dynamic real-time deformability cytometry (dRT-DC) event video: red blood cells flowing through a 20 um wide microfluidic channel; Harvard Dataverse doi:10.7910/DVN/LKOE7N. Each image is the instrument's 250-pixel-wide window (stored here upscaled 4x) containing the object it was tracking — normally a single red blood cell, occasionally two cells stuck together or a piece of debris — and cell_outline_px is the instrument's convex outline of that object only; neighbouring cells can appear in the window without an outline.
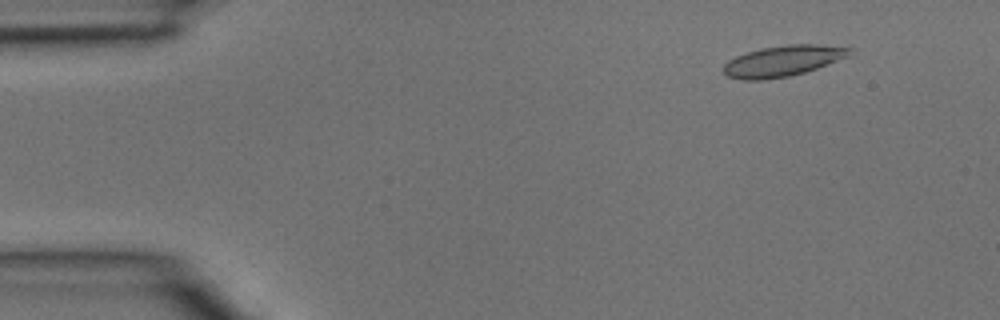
{"species": "common noctule bat (a hibernating species)", "species_latin": "Nyctalus noctula", "temperature_condition": "room temperature", "stored_images_in_passage": 4, "segment_of_instrument_passage": [1, 2], "camera_frame_rate_fps": 3000, "um_per_image_px": 0.085, "animal": {"sex": "male", "body_mass_g": 15.6}, "frame": {"image": 1, "passage_image": 1, "time_ms": 0.0, "image_size_px": [1000, 320], "cell_outline_px": [[852, 52], [848, 56], [816, 68], [804, 72], [788, 76], [764, 80], [740, 80], [728, 76], [720, 68], [728, 60], [736, 56], [748, 52], [764, 48], [788, 44], [816, 44], [852, 48]], "centroid_in_image_um": [66.5, 5.19], "position_along_channel_um": 18.5, "area_um2": 22.48}}
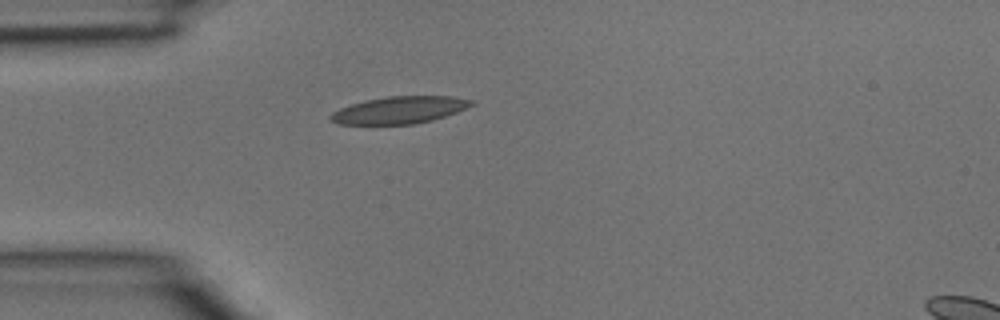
{"frame": {"image": 2, "passage_image": 3, "time_ms": 0.667, "image_size_px": [1000, 320], "cell_outline_px": [[476, 104], [456, 112], [432, 120], [416, 124], [336, 124], [328, 120], [328, 116], [332, 112], [340, 108], [364, 100], [388, 96], [452, 96], [476, 100]], "centroid_in_image_um": [33.95, 9.35], "position_along_channel_um": 51.0, "area_um2": 22.48}}